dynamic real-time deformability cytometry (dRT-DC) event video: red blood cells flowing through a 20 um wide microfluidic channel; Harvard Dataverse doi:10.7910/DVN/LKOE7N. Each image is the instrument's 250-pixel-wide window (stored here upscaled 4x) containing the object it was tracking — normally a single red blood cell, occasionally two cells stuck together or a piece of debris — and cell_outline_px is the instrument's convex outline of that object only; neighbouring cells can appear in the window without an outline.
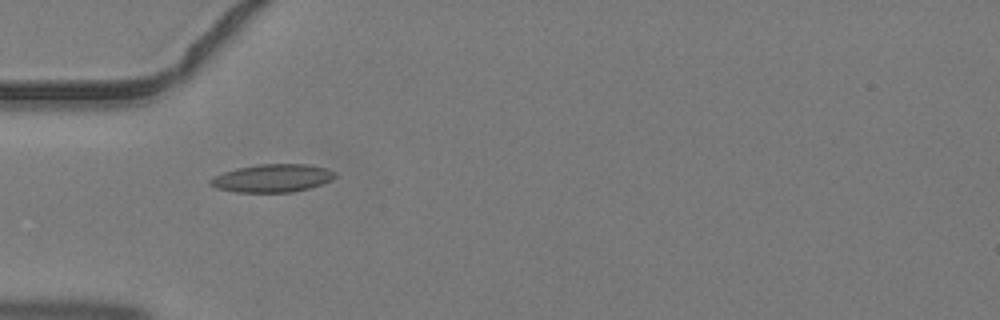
{"species": "common noctule bat (a hibernating species)", "species_latin": "Nyctalus noctula", "temperature_condition": "warm", "stored_images_in_passage": 3, "camera_frame_rate_fps": 3000, "um_per_image_px": 0.085, "animal": {"sex": "male", "body_mass_g": 19.2, "forearm_length_mm": 51.8}, "frame": {"image": 1, "passage_image": 3, "time_ms": 0.667, "image_size_px": [1000, 320], "cell_outline_px": [[336, 176], [332, 180], [308, 188], [292, 192], [236, 192], [216, 188], [208, 184], [208, 180], [212, 176], [236, 168], [260, 164], [308, 164], [324, 168], [336, 172]], "centroid_in_image_um": [23.11, 15.14], "position_along_channel_um": 61.9, "area_um2": 20.35}}